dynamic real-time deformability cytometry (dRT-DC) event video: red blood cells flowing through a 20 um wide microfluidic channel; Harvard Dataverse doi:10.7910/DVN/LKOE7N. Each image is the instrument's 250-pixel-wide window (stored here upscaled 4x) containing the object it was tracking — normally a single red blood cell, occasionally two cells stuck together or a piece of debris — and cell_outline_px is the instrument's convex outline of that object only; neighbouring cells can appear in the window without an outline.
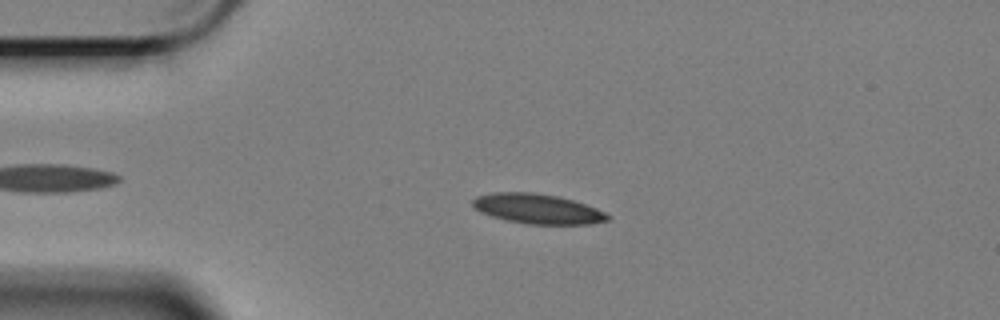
{"species": "Egyptian fruit bat (a non-hibernating species)", "species_latin": "Rousettus aegyptiacus", "temperature_condition": "cold", "stored_images_in_passage": 52, "camera_frame_rate_fps": 3000, "um_per_image_px": 0.085, "animal": {"sex": "female"}, "frame": {"image": 1, "passage_image": 12, "time_ms": 3.667, "image_size_px": [1000, 320], "cell_outline_px": [[608, 220], [592, 224], [528, 224], [504, 220], [480, 212], [472, 208], [472, 200], [476, 196], [492, 192], [532, 192], [556, 196], [572, 200], [596, 208], [604, 212], [608, 216]], "centroid_in_image_um": [45.62, 17.75], "position_along_channel_um": 39.4, "area_um2": 23.47}}
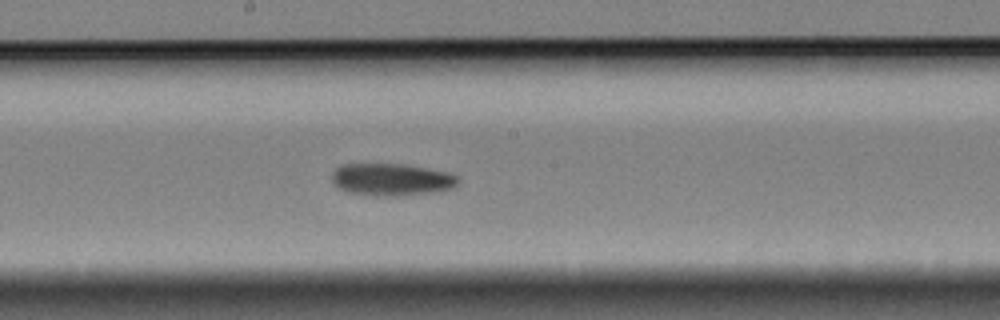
{"frame": {"image": 2, "passage_image": 30, "time_ms": 9.667, "image_size_px": [1000, 320], "cell_outline_px": [[460, 180], [452, 188], [436, 192], [396, 196], [376, 196], [348, 192], [340, 188], [332, 180], [332, 172], [340, 164], [404, 164], [448, 172], [456, 176]], "centroid_in_image_um": [33.28, 15.26], "position_along_channel_um": 214.9, "area_um2": 23.7}}
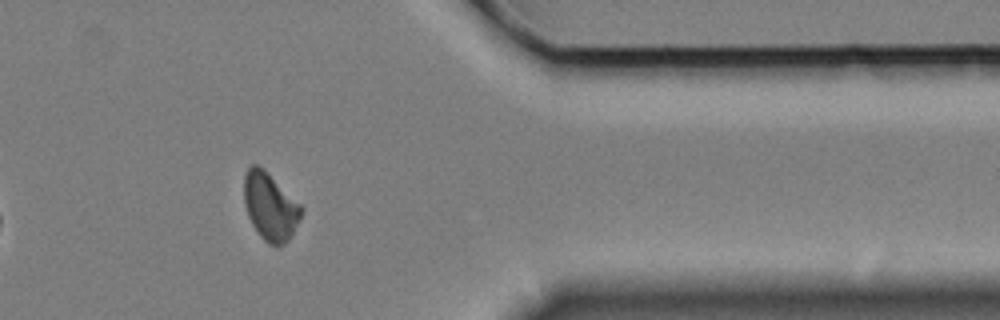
{"frame": {"image": 3, "passage_image": 47, "time_ms": 15.333, "image_size_px": [1000, 320], "cell_outline_px": [[304, 212], [300, 220], [288, 240], [284, 244], [276, 248], [268, 244], [260, 236], [252, 224], [248, 216], [244, 204], [244, 176], [248, 168], [252, 164], [256, 164], [300, 204], [304, 208]], "centroid_in_image_um": [22.96, 17.62], "position_along_channel_um": 388.4, "area_um2": 22.25}, "authors_computed_cell_mechanics": {"area_um2": 23.4379, "velocity_mm_per_s": 3.3754, "shape_relaxation_time_tau1_ms": 9.3399, "shape_relaxation_time_tau2_ms": null, "deformation_change_tau1": 0.1436, "deformation_change_tau2": null}}